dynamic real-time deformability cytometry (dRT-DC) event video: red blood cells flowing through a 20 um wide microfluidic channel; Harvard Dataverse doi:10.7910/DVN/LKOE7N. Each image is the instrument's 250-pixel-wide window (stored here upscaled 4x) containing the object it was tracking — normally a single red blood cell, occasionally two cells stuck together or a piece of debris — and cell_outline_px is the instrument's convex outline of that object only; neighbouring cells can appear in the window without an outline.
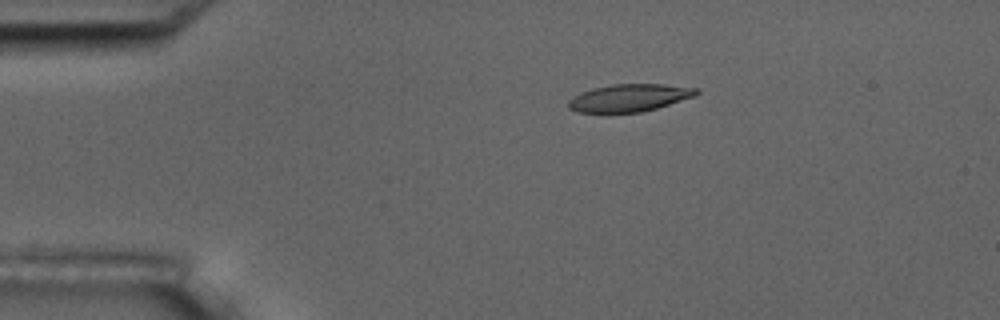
{"species": "common noctule bat (a hibernating species)", "species_latin": "Nyctalus noctula", "temperature_condition": "room temperature", "stored_images_in_passage": 4, "camera_frame_rate_fps": 3000, "um_per_image_px": 0.085, "animal": {"sex": "male", "body_mass_g": 17.5, "forearm_length_mm": 52.3}, "frame": {"image": 1, "passage_image": 2, "time_ms": 1.333, "image_size_px": [1000, 320], "cell_outline_px": [[700, 92], [696, 96], [656, 108], [640, 112], [576, 112], [568, 108], [568, 100], [572, 96], [580, 92], [592, 88], [612, 84], [664, 84], [700, 88]], "centroid_in_image_um": [53.5, 8.3], "position_along_channel_um": 31.5, "area_um2": 20.63}}